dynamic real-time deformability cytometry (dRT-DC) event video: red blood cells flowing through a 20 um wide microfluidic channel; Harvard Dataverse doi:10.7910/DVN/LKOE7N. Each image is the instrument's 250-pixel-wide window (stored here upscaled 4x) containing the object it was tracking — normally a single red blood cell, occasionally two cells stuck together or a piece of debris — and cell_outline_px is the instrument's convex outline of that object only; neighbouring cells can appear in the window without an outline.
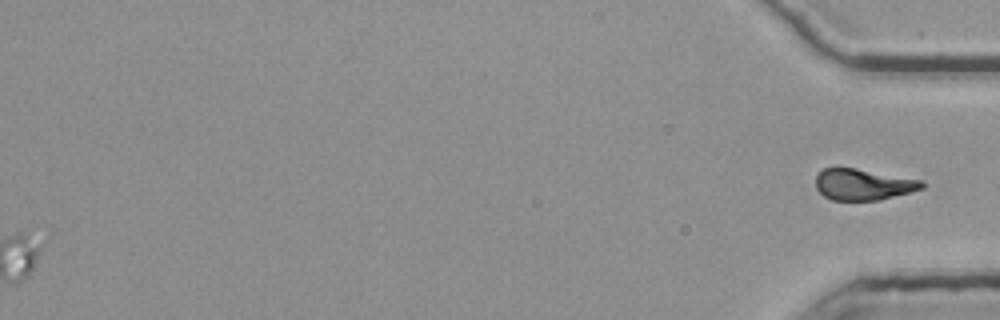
{"species": "common noctule bat (a hibernating species)", "species_latin": "Nyctalus noctula", "temperature_condition": "room temperature", "stored_images_in_passage": 48, "segment_of_instrument_passage": [2, 2], "camera_frame_rate_fps": 3000, "um_per_image_px": 0.085, "animal": {"sex": "female", "body_mass_g": 25.1}, "frame": {"image": 1, "passage_image": 48, "time_ms": 15.667, "image_size_px": [1000, 320], "cell_outline_px": [[924, 188], [880, 200], [832, 200], [824, 196], [816, 188], [816, 176], [824, 168], [856, 168], [924, 180]], "centroid_in_image_um": [73.39, 15.68], "position_along_channel_um": 361.8, "area_um2": 19.31}}